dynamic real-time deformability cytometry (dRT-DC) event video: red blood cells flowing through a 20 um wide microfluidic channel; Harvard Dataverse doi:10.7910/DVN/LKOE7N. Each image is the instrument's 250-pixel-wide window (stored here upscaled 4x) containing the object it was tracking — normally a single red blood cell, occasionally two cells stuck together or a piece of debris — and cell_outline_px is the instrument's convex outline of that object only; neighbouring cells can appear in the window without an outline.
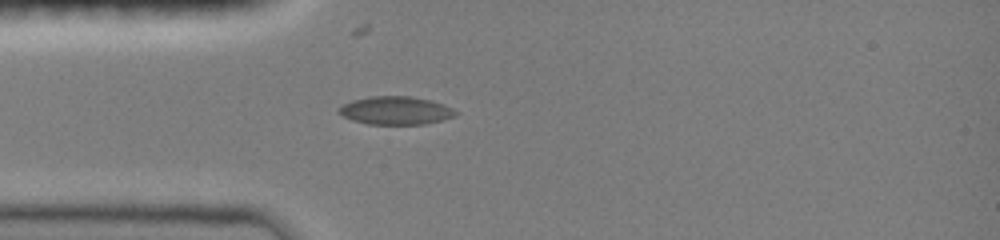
{"species": "common noctule bat (a hibernating species)", "species_latin": "Nyctalus noctula", "temperature_condition": "room temperature", "stored_images_in_passage": 33, "camera_frame_rate_fps": 3000, "um_per_image_px": 0.085, "animal": {"sex": "female", "body_mass_g": 19.0, "forearm_length_mm": 51.5}, "frame": {"image": 1, "passage_image": 1, "time_ms": 0.0, "image_size_px": [1000, 240], "cell_outline_px": [[460, 112], [456, 116], [444, 120], [424, 124], [368, 124], [352, 120], [336, 112], [336, 108], [352, 100], [368, 96], [412, 96], [432, 100], [452, 108]], "centroid_in_image_um": [33.64, 9.39], "position_along_channel_um": 51.4, "area_um2": 19.42}}
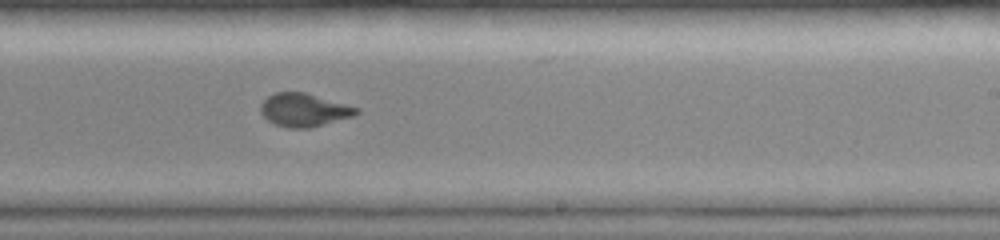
{"frame": {"image": 2, "passage_image": 19, "time_ms": 5.333, "image_size_px": [1000, 240], "cell_outline_px": [[360, 112], [352, 116], [308, 128], [288, 128], [276, 124], [268, 120], [260, 112], [260, 104], [268, 96], [276, 92], [304, 92], [360, 108]], "centroid_in_image_um": [25.82, 9.34], "position_along_channel_um": 263.2, "area_um2": 18.26}}
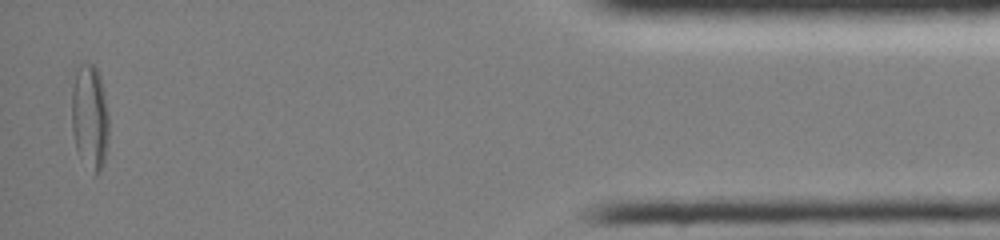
{"frame": {"image": 3, "passage_image": 33, "time_ms": 11.0, "image_size_px": [1000, 240], "cell_outline_px": [[108, 140], [104, 164], [100, 172], [96, 172], [80, 156], [76, 148], [72, 132], [72, 88], [76, 72], [80, 60], [92, 64], [96, 68], [100, 76], [104, 92], [108, 116]], "centroid_in_image_um": [7.63, 9.87], "position_along_channel_um": 427.6, "area_um2": 22.6}, "authors_computed_cell_mechanics": {"area_um2": 18.785, "velocity_mm_per_s": 4.0585, "shape_relaxation_time_tau1_ms": 8.6985, "shape_relaxation_time_tau2_ms": null, "deformation_change_tau1": 0.2484, "deformation_change_tau2": null}}